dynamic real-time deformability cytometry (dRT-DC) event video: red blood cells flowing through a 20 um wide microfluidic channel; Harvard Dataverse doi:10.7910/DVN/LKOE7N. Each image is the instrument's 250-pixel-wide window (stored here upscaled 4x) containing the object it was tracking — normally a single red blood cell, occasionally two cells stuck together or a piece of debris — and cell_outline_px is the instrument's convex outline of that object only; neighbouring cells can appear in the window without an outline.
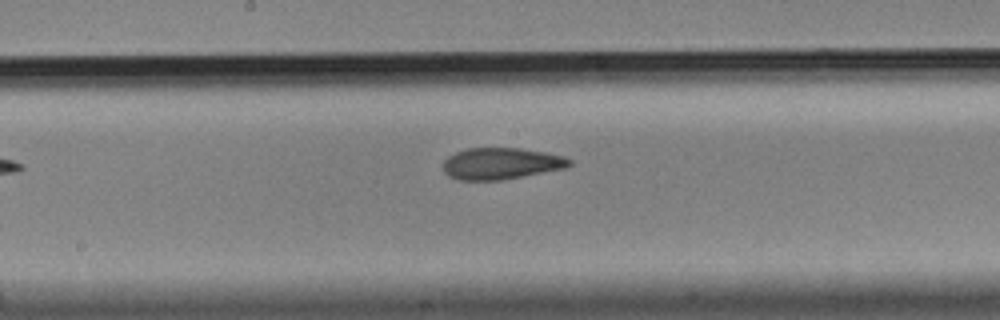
{"species": "Egyptian fruit bat (a non-hibernating species)", "species_latin": "Rousettus aegyptiacus", "temperature_condition": "cold", "stored_images_in_passage": 9, "camera_frame_rate_fps": 3000, "um_per_image_px": 0.085, "animal": {"sex": "male"}, "frame": {"image": 1, "passage_image": 9, "time_ms": 2.667, "image_size_px": [1000, 320], "cell_outline_px": [[572, 164], [568, 168], [500, 180], [456, 180], [448, 176], [444, 172], [444, 160], [448, 156], [456, 152], [468, 148], [520, 148], [544, 152], [564, 156], [572, 160]], "centroid_in_image_um": [42.61, 13.9], "position_along_channel_um": 205.6, "area_um2": 23.35}}